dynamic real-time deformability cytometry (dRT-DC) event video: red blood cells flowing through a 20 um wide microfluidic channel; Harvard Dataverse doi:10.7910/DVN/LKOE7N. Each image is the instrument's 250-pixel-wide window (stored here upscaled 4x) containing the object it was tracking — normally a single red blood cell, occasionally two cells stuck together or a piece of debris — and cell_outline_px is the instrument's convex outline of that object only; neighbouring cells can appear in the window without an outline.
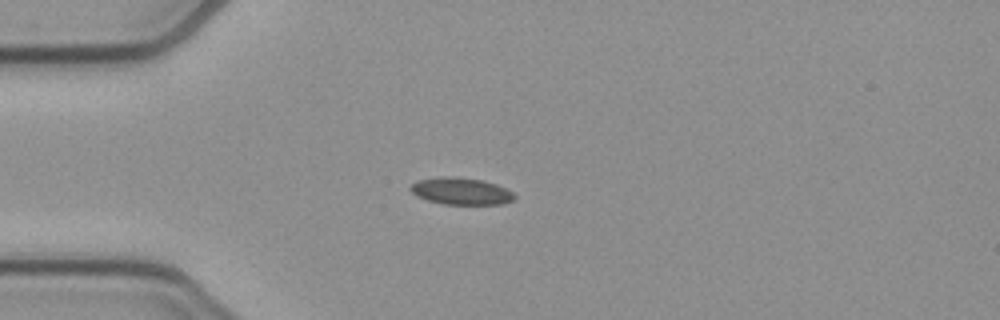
{"species": "common noctule bat (a hibernating species)", "species_latin": "Nyctalus noctula", "temperature_condition": "cold", "stored_images_in_passage": 27, "camera_frame_rate_fps": 3000, "um_per_image_px": 0.085, "animal": {"sex": "female", "body_mass_g": 21.9}, "frame": {"image": 1, "passage_image": 1, "time_ms": 0.0, "image_size_px": [1000, 320], "cell_outline_px": [[516, 196], [512, 200], [504, 204], [444, 204], [428, 200], [416, 196], [408, 188], [416, 180], [440, 176], [452, 176], [484, 180], [496, 184], [512, 192]], "centroid_in_image_um": [39.16, 16.24], "position_along_channel_um": 45.8, "area_um2": 16.42}}
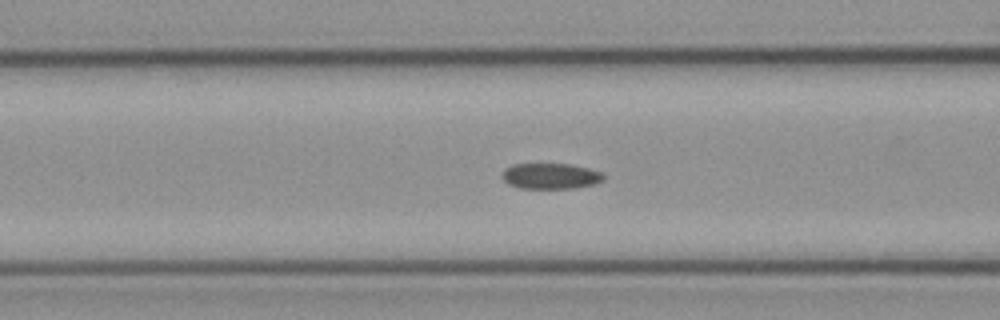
{"frame": {"image": 2, "passage_image": 8, "time_ms": 2.333, "image_size_px": [1000, 320], "cell_outline_px": [[604, 180], [596, 184], [572, 188], [520, 188], [508, 184], [500, 176], [504, 168], [512, 164], [572, 164], [588, 168], [600, 172], [604, 176]], "centroid_in_image_um": [46.77, 14.96], "position_along_channel_um": 119.8, "area_um2": 15.32}}
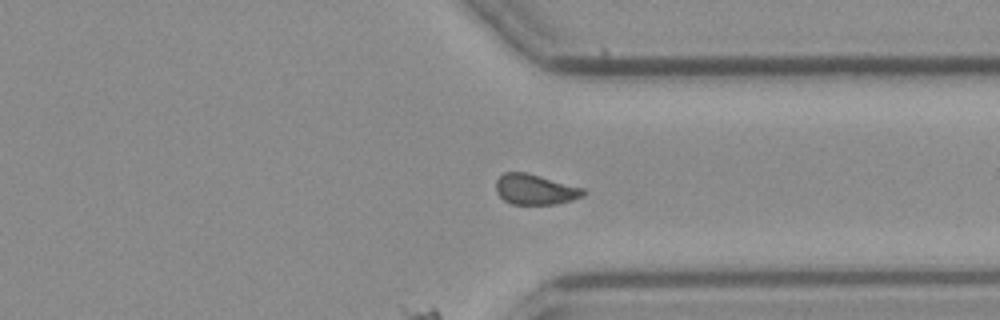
{"frame": {"image": 3, "passage_image": 27, "time_ms": 8.667, "image_size_px": [1000, 320], "cell_outline_px": [[584, 196], [572, 200], [556, 204], [512, 204], [504, 200], [496, 192], [496, 180], [504, 172], [524, 172], [584, 188]], "centroid_in_image_um": [45.47, 16.11], "position_along_channel_um": 365.9, "area_um2": 15.32}}